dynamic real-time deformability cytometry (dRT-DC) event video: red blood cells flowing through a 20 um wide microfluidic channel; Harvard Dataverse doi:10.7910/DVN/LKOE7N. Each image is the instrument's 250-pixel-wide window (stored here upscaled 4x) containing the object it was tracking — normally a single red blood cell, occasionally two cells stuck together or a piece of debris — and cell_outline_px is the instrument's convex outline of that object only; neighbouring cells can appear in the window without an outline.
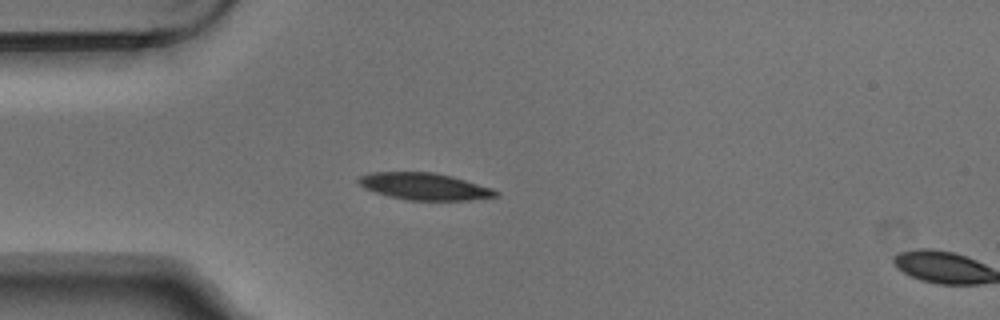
{"species": "Egyptian fruit bat (a non-hibernating species)", "species_latin": "Rousettus aegyptiacus", "temperature_condition": "warm", "stored_images_in_passage": 4, "segment_of_instrument_passage": [1, 2], "camera_frame_rate_fps": 3000, "um_per_image_px": 0.085, "animal": {"sex": "male"}, "frame": {"image": 1, "passage_image": 3, "time_ms": 0.667, "image_size_px": [1000, 320], "cell_outline_px": [[500, 196], [472, 200], [404, 200], [388, 196], [364, 188], [356, 180], [360, 176], [368, 172], [432, 172], [452, 176], [492, 188], [500, 192]], "centroid_in_image_um": [36.09, 15.85], "position_along_channel_um": 48.9, "area_um2": 21.68}}